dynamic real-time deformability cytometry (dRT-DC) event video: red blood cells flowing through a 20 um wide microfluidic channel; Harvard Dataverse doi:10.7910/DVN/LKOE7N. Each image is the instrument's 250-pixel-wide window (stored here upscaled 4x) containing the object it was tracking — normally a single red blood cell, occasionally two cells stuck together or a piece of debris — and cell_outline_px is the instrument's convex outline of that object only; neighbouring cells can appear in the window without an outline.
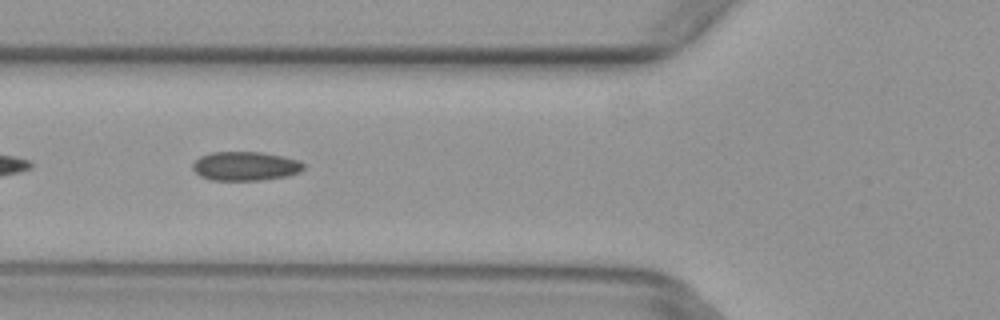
{"species": "common noctule bat (a hibernating species)", "species_latin": "Nyctalus noctula", "temperature_condition": "warm", "stored_images_in_passage": 5, "camera_frame_rate_fps": 3000, "um_per_image_px": 0.085, "animal": {"sex": "female", "body_mass_g": 29.2, "forearm_length_mm": 56.3}, "frame": {"image": 1, "passage_image": 4, "time_ms": 1.0, "image_size_px": [1000, 320], "cell_outline_px": [[304, 168], [300, 172], [288, 176], [260, 180], [212, 180], [200, 176], [192, 168], [192, 164], [200, 156], [212, 152], [260, 152], [284, 156], [300, 160], [304, 164]], "centroid_in_image_um": [20.88, 14.12], "position_along_channel_um": 104.9, "area_um2": 18.84}}
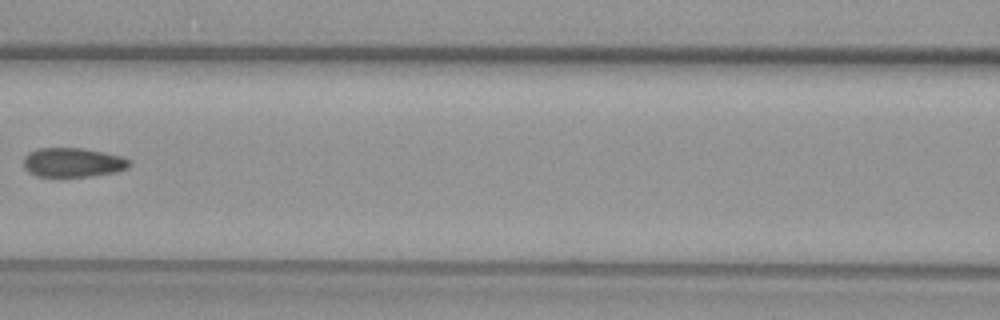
{"frame": {"image": 2, "passage_image": 5, "time_ms": 1.333, "image_size_px": [1000, 320], "cell_outline_px": [[132, 164], [128, 168], [116, 172], [92, 176], [36, 176], [28, 172], [24, 168], [24, 156], [28, 152], [40, 148], [84, 148], [120, 156], [132, 160]], "centroid_in_image_um": [6.21, 13.81], "position_along_channel_um": 160.4, "area_um2": 18.15}}